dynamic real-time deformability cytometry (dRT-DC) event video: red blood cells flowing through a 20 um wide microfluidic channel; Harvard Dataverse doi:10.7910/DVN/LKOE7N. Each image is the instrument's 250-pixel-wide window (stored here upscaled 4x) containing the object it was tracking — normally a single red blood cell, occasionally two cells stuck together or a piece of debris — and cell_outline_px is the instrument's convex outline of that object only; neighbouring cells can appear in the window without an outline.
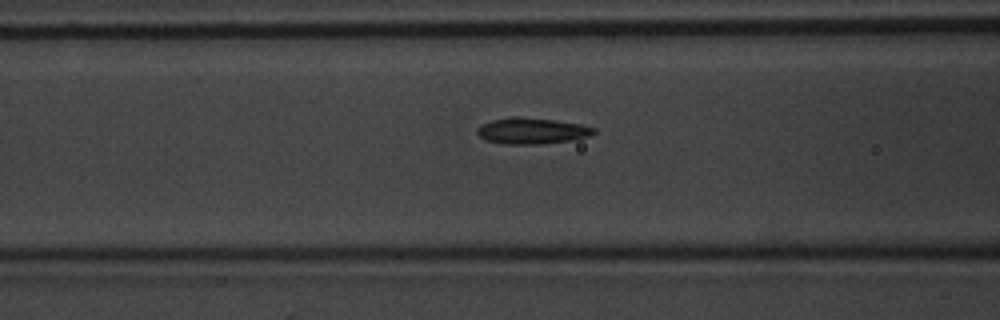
{"species": "common noctule bat (a hibernating species)", "species_latin": "Nyctalus noctula", "temperature_condition": "warm", "stored_images_in_passage": 38, "camera_frame_rate_fps": 3000, "um_per_image_px": 0.085, "animal": {"sex": "male", "body_mass_g": 20.1, "forearm_length_mm": 53.5}, "frame": {"image": 1, "passage_image": 6, "time_ms": 1.667, "image_size_px": [1000, 320], "cell_outline_px": [[596, 132], [588, 136], [568, 140], [540, 144], [504, 144], [484, 140], [476, 132], [476, 128], [480, 124], [492, 120], [508, 116], [516, 116], [552, 120], [580, 124], [596, 128]], "centroid_in_image_um": [45.13, 11.11], "position_along_channel_um": 121.5, "area_um2": 17.74}}
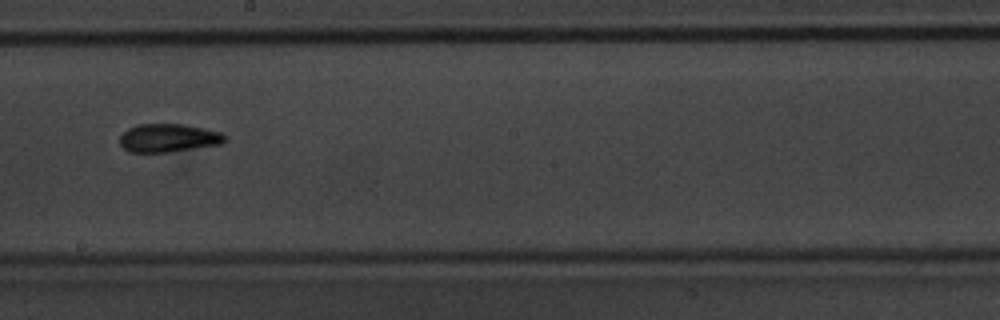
{"frame": {"image": 2, "passage_image": 15, "time_ms": 4.667, "image_size_px": [1000, 320], "cell_outline_px": [[228, 140], [220, 144], [168, 152], [128, 152], [120, 144], [120, 136], [128, 128], [136, 124], [184, 124], [204, 128], [220, 132], [228, 136]], "centroid_in_image_um": [14.33, 11.72], "position_along_channel_um": 233.9, "area_um2": 17.4}}
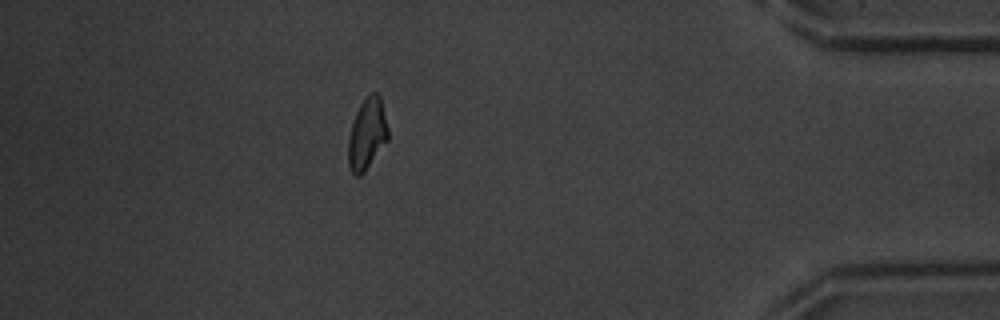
{"frame": {"image": 3, "passage_image": 32, "time_ms": 10.333, "image_size_px": [1000, 320], "cell_outline_px": [[388, 140], [364, 172], [360, 176], [356, 176], [352, 172], [348, 164], [348, 136], [356, 112], [360, 104], [372, 92], [376, 92], [380, 96], [388, 128]], "centroid_in_image_um": [31.19, 11.4], "position_along_channel_um": 404.0, "area_um2": 16.42}, "authors_computed_cell_mechanics": {"area_um2": 16.7331, "velocity_mm_per_s": 3.7529, "shape_relaxation_time_tau1_ms": 4.8522, "shape_relaxation_time_tau2_ms": 2.8354, "deformation_change_tau1": 0.1463, "deformation_change_tau2": 0.0821}}